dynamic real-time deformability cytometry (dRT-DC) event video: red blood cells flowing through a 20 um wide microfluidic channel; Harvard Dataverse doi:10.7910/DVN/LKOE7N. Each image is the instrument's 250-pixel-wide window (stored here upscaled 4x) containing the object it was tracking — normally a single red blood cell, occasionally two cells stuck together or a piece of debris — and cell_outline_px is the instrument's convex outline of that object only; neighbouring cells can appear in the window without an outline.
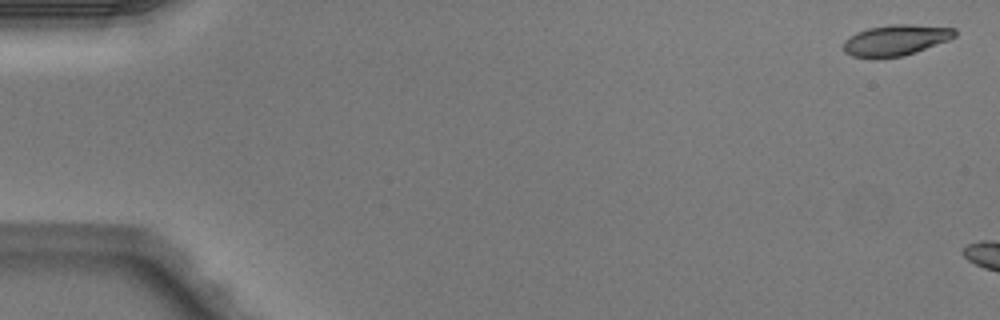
{"species": "Egyptian fruit bat (a non-hibernating species)", "species_latin": "Rousettus aegyptiacus", "temperature_condition": "warm", "stored_images_in_passage": 5, "camera_frame_rate_fps": 3000, "um_per_image_px": 0.085, "animal": {"sex": "male"}, "frame": {"image": 1, "passage_image": 1, "time_ms": 0.0, "image_size_px": [1000, 320], "cell_outline_px": [[956, 36], [948, 40], [916, 52], [900, 56], [852, 56], [844, 52], [844, 40], [856, 32], [868, 28], [892, 24], [912, 24], [956, 28]], "centroid_in_image_um": [76.17, 3.38], "position_along_channel_um": 8.8, "area_um2": 19.65}}